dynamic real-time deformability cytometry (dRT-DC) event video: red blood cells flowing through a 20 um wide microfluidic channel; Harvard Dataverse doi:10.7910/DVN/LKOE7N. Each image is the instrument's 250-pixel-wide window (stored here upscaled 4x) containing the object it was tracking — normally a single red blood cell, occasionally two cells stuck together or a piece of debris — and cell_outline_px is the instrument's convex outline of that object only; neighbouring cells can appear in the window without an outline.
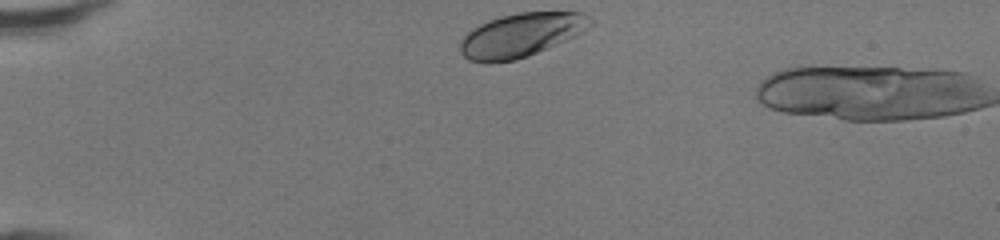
{"species": "human", "species_latin": "Homo sapiens", "temperature_condition": "room temperature", "stored_images_in_passage": 3, "camera_frame_rate_fps": 3000, "um_per_image_px": 0.085, "donor": {"sex": "female"}, "frame": {"image": 1, "passage_image": 1, "time_ms": 0.0, "image_size_px": [1000, 240], "cell_outline_px": [[592, 24], [588, 28], [564, 40], [528, 56], [516, 60], [492, 64], [488, 64], [468, 60], [460, 52], [460, 40], [472, 28], [488, 20], [500, 16], [520, 12], [584, 12], [592, 20]], "centroid_in_image_um": [44.22, 2.99], "position_along_channel_um": 40.8, "area_um2": 33.18}}